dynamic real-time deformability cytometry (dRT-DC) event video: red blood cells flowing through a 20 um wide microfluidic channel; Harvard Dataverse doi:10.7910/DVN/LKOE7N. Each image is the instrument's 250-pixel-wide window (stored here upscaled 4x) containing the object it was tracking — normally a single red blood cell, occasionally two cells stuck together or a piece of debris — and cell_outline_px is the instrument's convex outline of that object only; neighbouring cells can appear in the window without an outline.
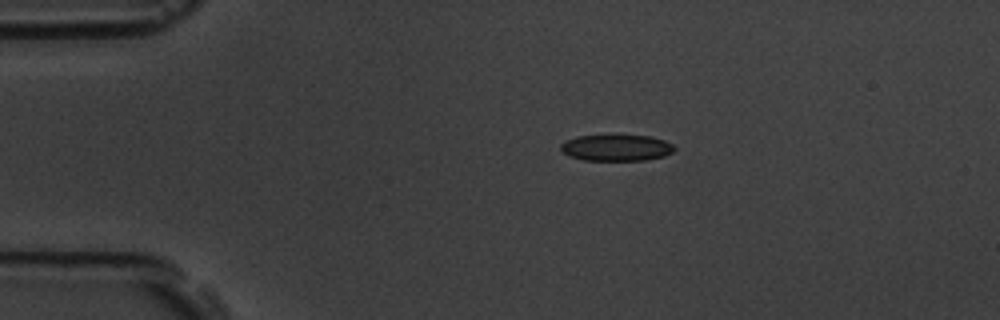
{"species": "common noctule bat (a hibernating species)", "species_latin": "Nyctalus noctula", "temperature_condition": "room temperature", "stored_images_in_passage": 9, "camera_frame_rate_fps": 3000, "um_per_image_px": 0.085, "animal": {"sex": "male", "body_mass_g": 19.5, "forearm_length_mm": 54.6}, "frame": {"image": 1, "passage_image": 1, "time_ms": 0.0, "image_size_px": [1000, 320], "cell_outline_px": [[676, 148], [672, 152], [664, 156], [644, 160], [584, 160], [568, 156], [560, 152], [560, 144], [564, 140], [576, 136], [612, 132], [648, 136], [664, 140], [672, 144]], "centroid_in_image_um": [52.31, 12.5], "position_along_channel_um": 32.7, "area_um2": 18.44}}
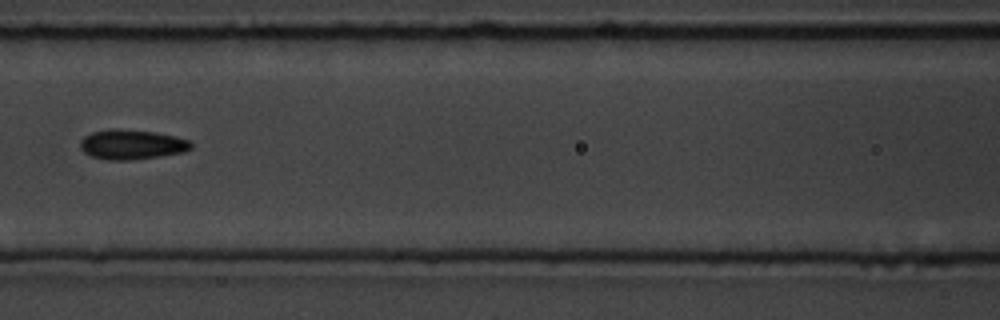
{"frame": {"image": 2, "passage_image": 5, "time_ms": 1.333, "image_size_px": [1000, 320], "cell_outline_px": [[192, 148], [184, 152], [160, 156], [132, 160], [108, 160], [92, 156], [84, 152], [80, 148], [80, 140], [84, 136], [92, 132], [108, 128], [116, 128], [156, 132], [176, 136], [192, 140]], "centroid_in_image_um": [11.22, 12.27], "position_along_channel_um": 155.4, "area_um2": 19.54}}
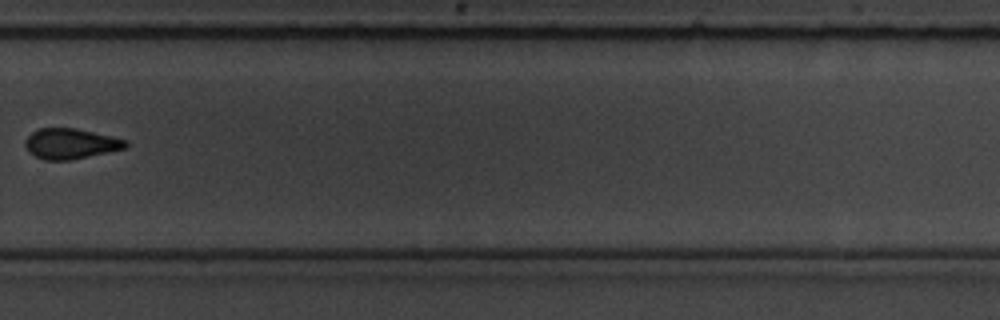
{"frame": {"image": 3, "passage_image": 9, "time_ms": 2.667, "image_size_px": [1000, 320], "cell_outline_px": [[128, 148], [68, 160], [44, 160], [28, 152], [24, 144], [28, 136], [32, 132], [40, 128], [76, 128], [112, 136], [128, 140]], "centroid_in_image_um": [6.02, 12.21], "position_along_channel_um": 323.8, "area_um2": 17.8}}